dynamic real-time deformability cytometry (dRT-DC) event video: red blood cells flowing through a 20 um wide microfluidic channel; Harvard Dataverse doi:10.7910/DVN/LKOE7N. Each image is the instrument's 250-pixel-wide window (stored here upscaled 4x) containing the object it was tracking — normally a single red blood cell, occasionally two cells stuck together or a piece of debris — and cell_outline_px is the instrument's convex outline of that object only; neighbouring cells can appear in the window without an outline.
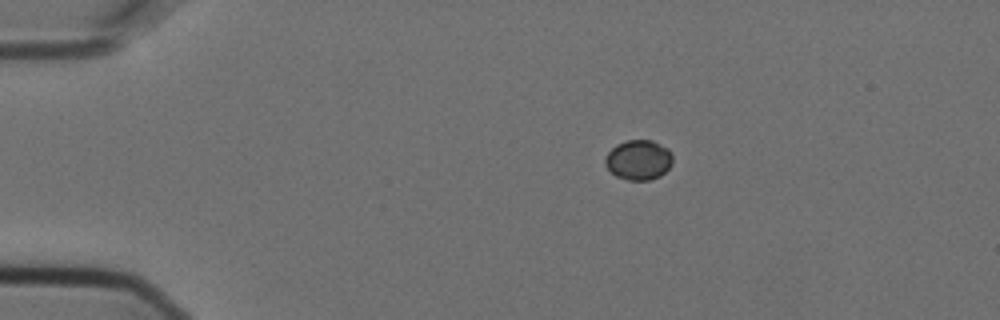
{"species": "Egyptian fruit bat (a non-hibernating species)", "species_latin": "Rousettus aegyptiacus", "temperature_condition": "cold", "stored_images_in_passage": 8, "camera_frame_rate_fps": 3000, "um_per_image_px": 0.085, "animal": {"sex": "female"}, "frame": {"image": 1, "passage_image": 1, "time_ms": 0.0, "image_size_px": [1000, 320], "cell_outline_px": [[672, 164], [660, 176], [648, 180], [628, 180], [616, 176], [604, 164], [604, 160], [608, 152], [616, 144], [628, 140], [652, 140], [668, 148], [672, 156]], "centroid_in_image_um": [54.27, 13.59], "position_along_channel_um": 30.7, "area_um2": 15.66}}
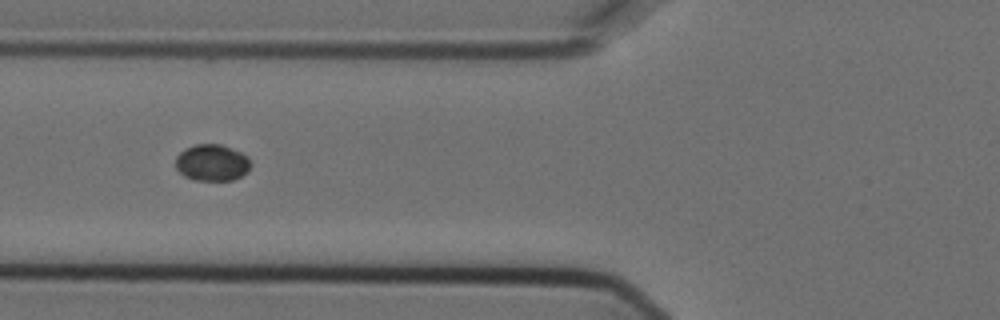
{"frame": {"image": 2, "passage_image": 4, "time_ms": 1.0, "image_size_px": [1000, 320], "cell_outline_px": [[252, 164], [248, 172], [232, 180], [192, 180], [184, 176], [176, 168], [176, 156], [184, 148], [196, 144], [220, 144], [240, 152], [248, 156]], "centroid_in_image_um": [18.02, 13.83], "position_along_channel_um": 107.8, "area_um2": 16.13}}
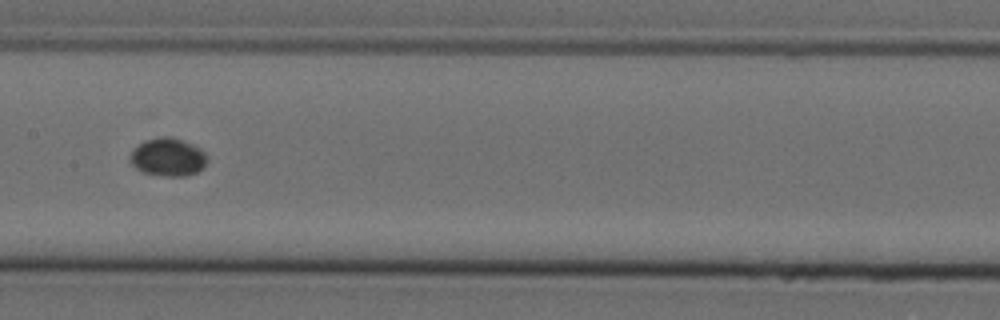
{"frame": {"image": 3, "passage_image": 6, "time_ms": 1.667, "image_size_px": [1000, 320], "cell_outline_px": [[204, 168], [196, 172], [184, 176], [164, 176], [144, 172], [136, 168], [128, 160], [128, 156], [132, 148], [144, 140], [160, 136], [172, 136], [192, 144], [200, 148], [204, 152]], "centroid_in_image_um": [14.2, 13.33], "position_along_channel_um": 193.2, "area_um2": 17.17}}